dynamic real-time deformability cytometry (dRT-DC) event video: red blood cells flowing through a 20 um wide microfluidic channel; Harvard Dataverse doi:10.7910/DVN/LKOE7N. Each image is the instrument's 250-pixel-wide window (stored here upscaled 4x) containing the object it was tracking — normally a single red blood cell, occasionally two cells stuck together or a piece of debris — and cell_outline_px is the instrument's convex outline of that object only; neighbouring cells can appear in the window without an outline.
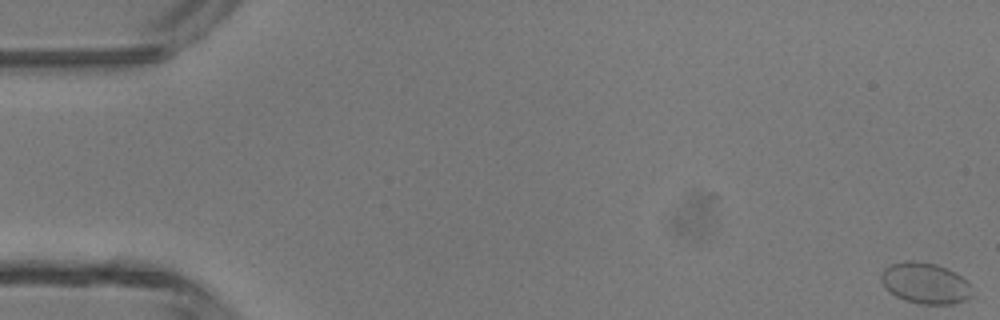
{"species": "common noctule bat (a hibernating species)", "species_latin": "Nyctalus noctula", "temperature_condition": "room temperature", "stored_images_in_passage": 15, "camera_frame_rate_fps": 3000, "um_per_image_px": 0.085, "animal": {"sex": "male", "body_mass_g": 13.3}, "frame": {"image": 1, "passage_image": 1, "time_ms": 0.0, "image_size_px": [1000, 320], "cell_outline_px": [[976, 296], [968, 300], [952, 304], [920, 304], [904, 300], [888, 292], [884, 288], [880, 280], [880, 272], [888, 264], [904, 260], [916, 260], [936, 264], [948, 268], [956, 272], [968, 280], [972, 284]], "centroid_in_image_um": [78.68, 24.06], "position_along_channel_um": 6.3, "area_um2": 22.83}}